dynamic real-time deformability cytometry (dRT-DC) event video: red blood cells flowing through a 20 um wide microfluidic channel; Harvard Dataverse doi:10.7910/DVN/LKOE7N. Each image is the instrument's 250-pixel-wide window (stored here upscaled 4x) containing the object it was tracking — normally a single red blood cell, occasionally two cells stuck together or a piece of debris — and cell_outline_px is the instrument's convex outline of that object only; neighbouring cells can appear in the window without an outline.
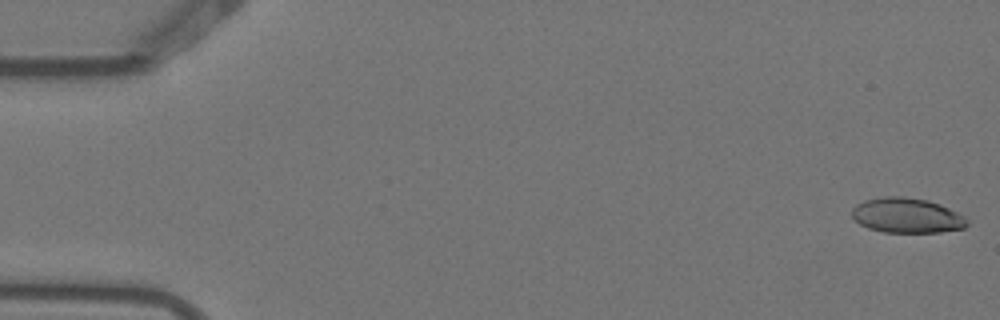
{"species": "Egyptian fruit bat (a non-hibernating species)", "species_latin": "Rousettus aegyptiacus", "temperature_condition": "warm", "stored_images_in_passage": 5, "camera_frame_rate_fps": 3000, "um_per_image_px": 0.085, "animal": {"sex": "female"}, "frame": {"image": 1, "passage_image": 1, "time_ms": 0.0, "image_size_px": [1000, 320], "cell_outline_px": [[968, 224], [964, 228], [940, 232], [884, 232], [868, 228], [852, 220], [852, 208], [856, 204], [864, 200], [884, 196], [904, 196], [928, 200], [940, 204], [964, 216], [968, 220]], "centroid_in_image_um": [77.05, 18.31], "position_along_channel_um": 7.9, "area_um2": 23.64}}
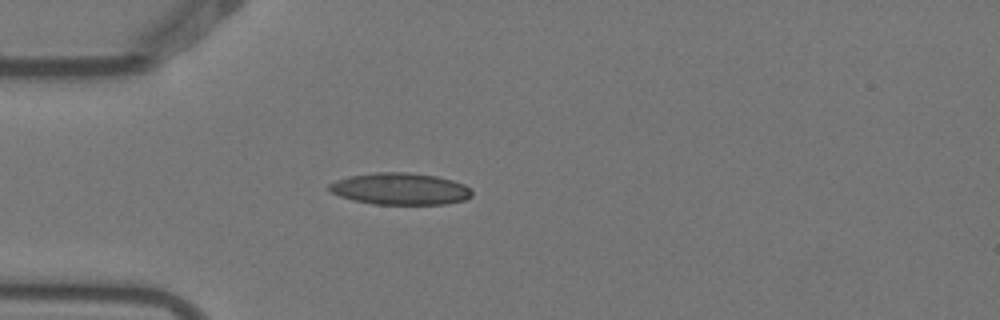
{"frame": {"image": 2, "passage_image": 5, "time_ms": 1.333, "image_size_px": [1000, 320], "cell_outline_px": [[472, 196], [464, 200], [444, 204], [372, 204], [352, 200], [340, 196], [332, 192], [328, 188], [328, 184], [336, 180], [348, 176], [376, 172], [408, 172], [436, 176], [452, 180], [464, 184], [472, 192]], "centroid_in_image_um": [33.99, 16.05], "position_along_channel_um": 51.0, "area_um2": 26.47}}